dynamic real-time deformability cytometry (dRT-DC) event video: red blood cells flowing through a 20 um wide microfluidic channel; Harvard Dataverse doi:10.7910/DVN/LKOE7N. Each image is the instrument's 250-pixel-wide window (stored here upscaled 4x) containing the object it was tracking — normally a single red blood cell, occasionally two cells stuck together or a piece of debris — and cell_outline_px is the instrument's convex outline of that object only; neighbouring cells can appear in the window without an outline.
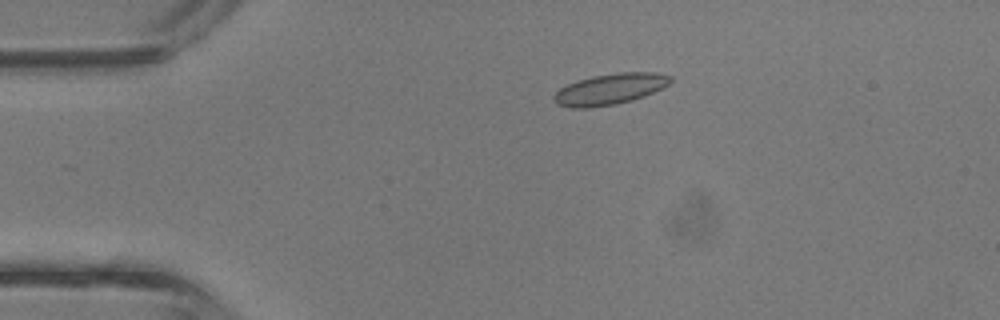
{"species": "common noctule bat (a hibernating species)", "species_latin": "Nyctalus noctula", "temperature_condition": "room temperature", "stored_images_in_passage": 43, "camera_frame_rate_fps": 3000, "um_per_image_px": 0.085, "animal": {"sex": "male", "body_mass_g": 13.3}, "frame": {"image": 1, "passage_image": 9, "time_ms": 2.667, "image_size_px": [1000, 320], "cell_outline_px": [[672, 80], [668, 84], [644, 96], [632, 100], [616, 104], [588, 108], [572, 108], [556, 104], [552, 100], [552, 96], [560, 88], [576, 80], [592, 76], [620, 72], [656, 72], [672, 76]], "centroid_in_image_um": [51.8, 7.57], "position_along_channel_um": 33.2, "area_um2": 21.1}}
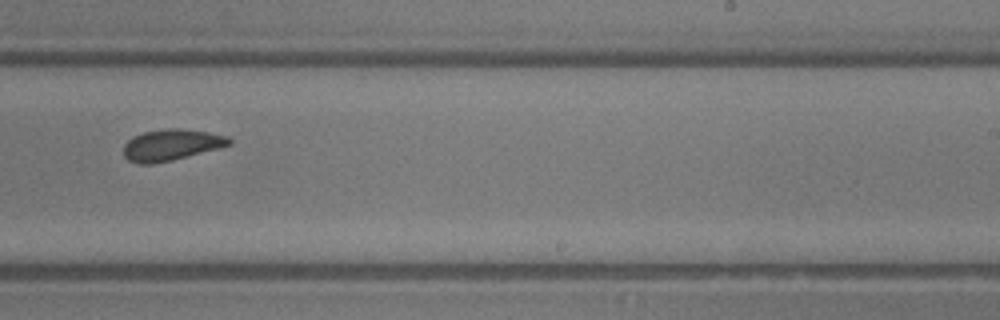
{"frame": {"image": 2, "passage_image": 27, "time_ms": 8.667, "image_size_px": [1000, 320], "cell_outline_px": [[232, 144], [172, 160], [152, 164], [140, 164], [128, 160], [124, 156], [124, 144], [132, 136], [144, 132], [168, 128], [180, 128], [208, 132], [228, 136], [232, 140]], "centroid_in_image_um": [14.54, 12.31], "position_along_channel_um": 274.5, "area_um2": 19.13}}
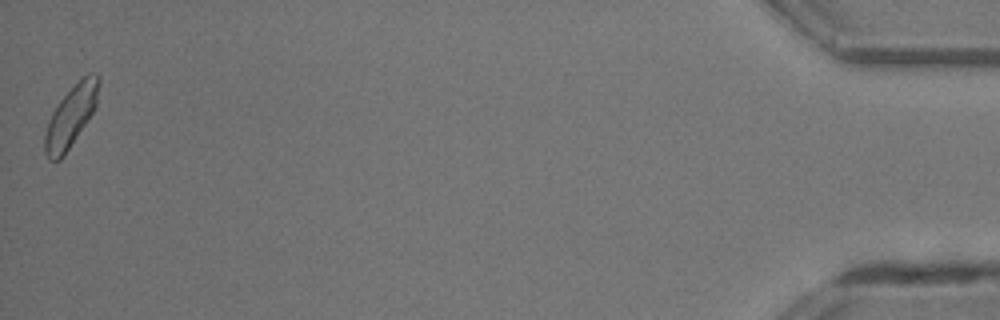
{"frame": {"image": 3, "passage_image": 43, "time_ms": 14.0, "image_size_px": [1000, 320], "cell_outline_px": [[100, 80], [96, 108], [60, 160], [48, 160], [44, 152], [44, 136], [48, 120], [52, 112], [60, 100], [88, 72], [96, 72], [100, 76]], "centroid_in_image_um": [6.03, 9.87], "position_along_channel_um": 429.2, "area_um2": 19.07}, "authors_computed_cell_mechanics": {"area_um2": 19.4786, "velocity_mm_per_s": 4.7821, "shape_relaxation_time_tau1_ms": null, "shape_relaxation_time_tau2_ms": 1.7965, "deformation_change_tau1": null, "deformation_change_tau2": 0.0589}}